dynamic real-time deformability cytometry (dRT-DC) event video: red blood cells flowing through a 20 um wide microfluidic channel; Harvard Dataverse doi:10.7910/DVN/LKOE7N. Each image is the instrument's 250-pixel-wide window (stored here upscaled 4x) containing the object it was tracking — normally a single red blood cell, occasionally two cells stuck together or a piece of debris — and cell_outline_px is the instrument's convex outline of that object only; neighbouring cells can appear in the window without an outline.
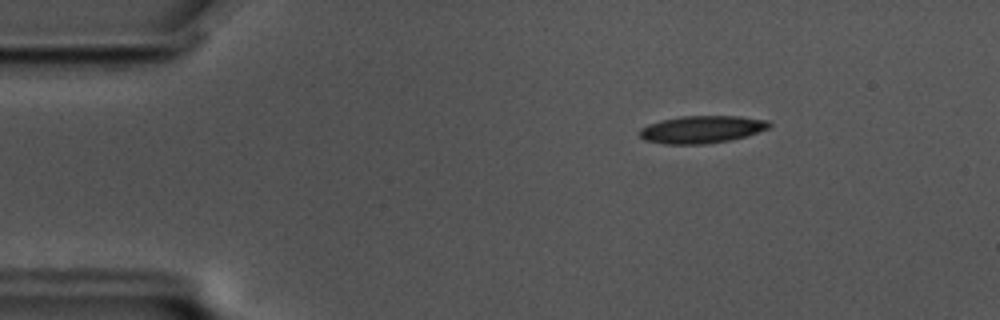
{"species": "common noctule bat (a hibernating species)", "species_latin": "Nyctalus noctula", "temperature_condition": "cold", "stored_images_in_passage": 56, "camera_frame_rate_fps": 3000, "um_per_image_px": 0.085, "animal": {"sex": "male", "body_mass_g": 17.5, "forearm_length_mm": 52.3}, "frame": {"image": 1, "passage_image": 9, "time_ms": 2.667, "image_size_px": [1000, 320], "cell_outline_px": [[772, 124], [768, 128], [748, 136], [728, 140], [704, 144], [664, 144], [644, 140], [636, 132], [640, 128], [648, 124], [660, 120], [684, 116], [740, 116], [768, 120]], "centroid_in_image_um": [59.62, 11.0], "position_along_channel_um": 25.4, "area_um2": 20.87}}
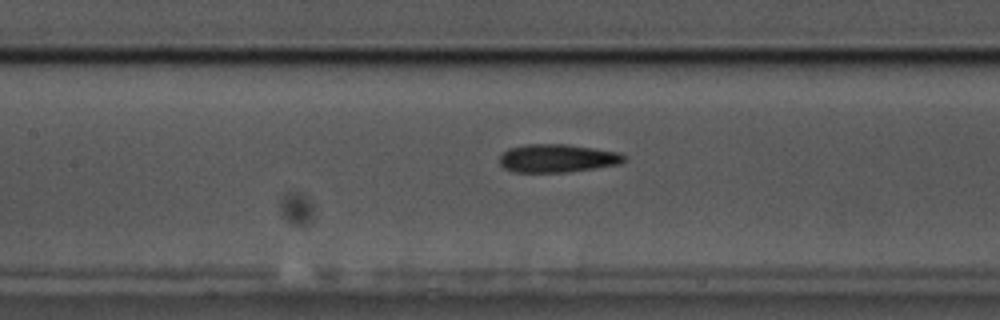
{"frame": {"image": 2, "passage_image": 26, "time_ms": 8.333, "image_size_px": [1000, 320], "cell_outline_px": [[628, 160], [620, 164], [596, 168], [568, 172], [512, 172], [504, 168], [500, 164], [500, 156], [508, 148], [524, 144], [568, 144], [620, 152], [628, 156]], "centroid_in_image_um": [47.42, 13.45], "position_along_channel_um": 160.0, "area_um2": 20.81}}
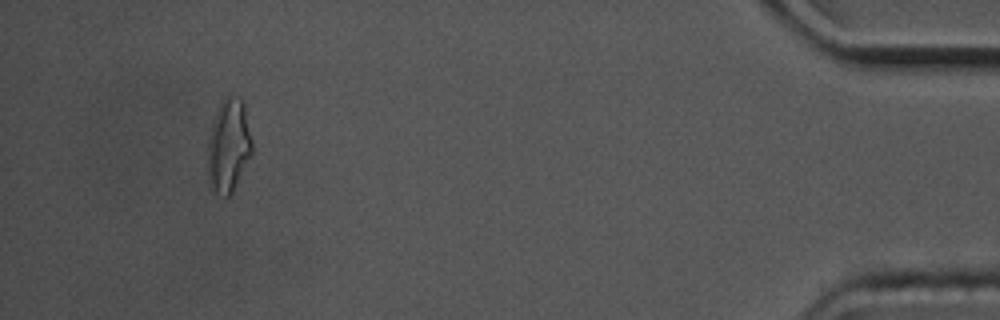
{"frame": {"image": 3, "passage_image": 54, "time_ms": 17.667, "image_size_px": [1000, 320], "cell_outline_px": [[252, 152], [232, 192], [228, 196], [224, 196], [216, 192], [208, 184], [208, 136], [212, 120], [224, 96], [228, 92], [244, 100], [252, 140]], "centroid_in_image_um": [19.42, 12.3], "position_along_channel_um": 415.8, "area_um2": 24.39}}